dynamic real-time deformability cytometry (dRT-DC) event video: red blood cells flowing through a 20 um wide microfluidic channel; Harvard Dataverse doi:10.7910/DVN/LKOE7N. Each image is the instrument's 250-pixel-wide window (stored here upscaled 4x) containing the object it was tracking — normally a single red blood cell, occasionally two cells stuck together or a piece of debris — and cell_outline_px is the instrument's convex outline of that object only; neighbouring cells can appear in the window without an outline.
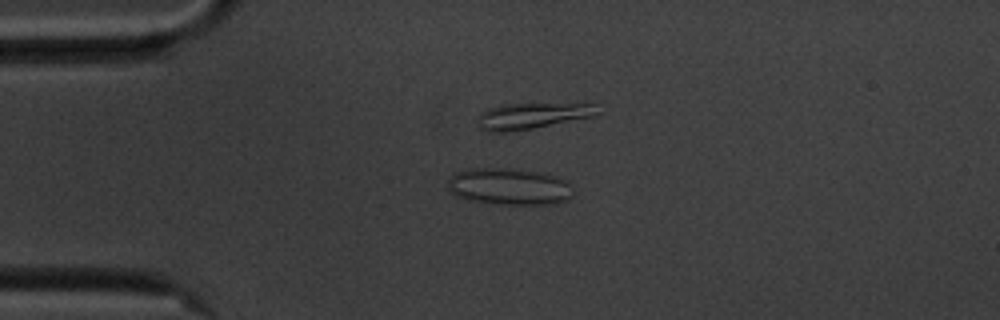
{"species": "common noctule bat (a hibernating species)", "species_latin": "Nyctalus noctula", "temperature_condition": "cold", "stored_images_in_passage": 56, "camera_frame_rate_fps": 3000, "um_per_image_px": 0.085, "animal": {"sex": "male", "body_mass_g": 20.1, "forearm_length_mm": 53.5}, "frame": {"image": 1, "passage_image": 13, "time_ms": 4.0, "image_size_px": [1000, 320], "cell_outline_px": [[572, 196], [568, 200], [556, 204], [500, 204], [468, 200], [456, 196], [448, 192], [448, 180], [456, 172], [476, 168], [512, 168], [548, 172], [568, 180], [572, 184]], "centroid_in_image_um": [43.35, 15.85], "position_along_channel_um": 41.7, "area_um2": 27.51}}
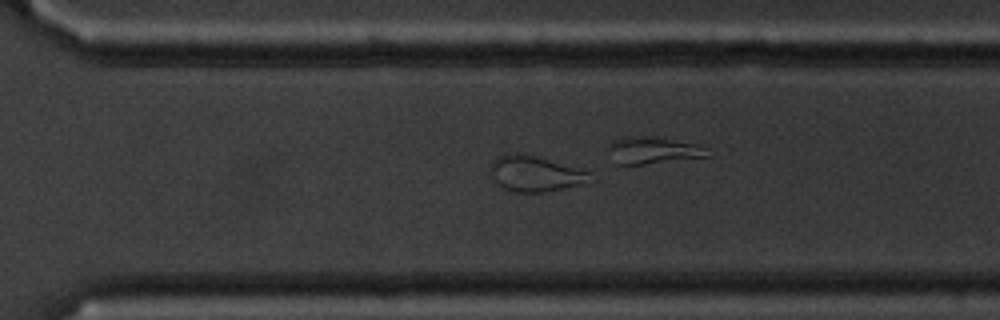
{"frame": {"image": 2, "passage_image": 39, "time_ms": 12.667, "image_size_px": [1000, 320], "cell_outline_px": [[596, 180], [588, 184], [544, 192], [516, 192], [504, 188], [496, 184], [492, 172], [492, 160], [496, 156], [504, 152], [520, 152], [536, 156], [588, 172]], "centroid_in_image_um": [45.51, 14.76], "position_along_channel_um": 325.1, "area_um2": 20.87}}
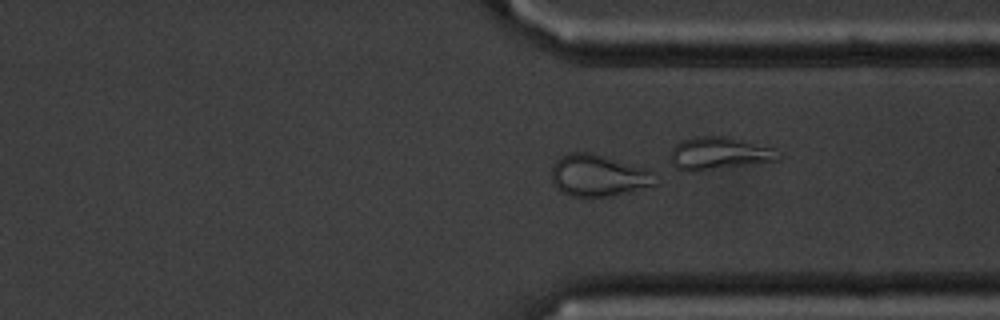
{"frame": {"image": 3, "passage_image": 42, "time_ms": 13.667, "image_size_px": [1000, 320], "cell_outline_px": [[660, 184], [612, 196], [572, 196], [560, 192], [556, 188], [552, 180], [552, 164], [560, 156], [568, 152], [588, 152], [644, 168], [652, 172], [660, 180]], "centroid_in_image_um": [50.86, 14.93], "position_along_channel_um": 360.5, "area_um2": 25.32}}